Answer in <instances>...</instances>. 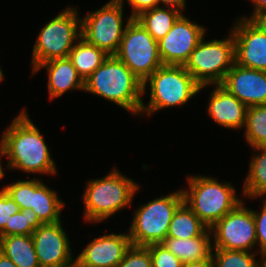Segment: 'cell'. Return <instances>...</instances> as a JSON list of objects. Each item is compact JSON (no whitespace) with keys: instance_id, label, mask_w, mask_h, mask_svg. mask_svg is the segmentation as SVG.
<instances>
[{"instance_id":"1","label":"cell","mask_w":266,"mask_h":267,"mask_svg":"<svg viewBox=\"0 0 266 267\" xmlns=\"http://www.w3.org/2000/svg\"><path fill=\"white\" fill-rule=\"evenodd\" d=\"M9 125L0 140L4 156L9 160L7 168L27 174H57V165L50 156L44 136L26 110L22 109Z\"/></svg>"},{"instance_id":"2","label":"cell","mask_w":266,"mask_h":267,"mask_svg":"<svg viewBox=\"0 0 266 267\" xmlns=\"http://www.w3.org/2000/svg\"><path fill=\"white\" fill-rule=\"evenodd\" d=\"M84 91L113 102L131 115L140 116L143 82L115 55H109L84 81Z\"/></svg>"},{"instance_id":"3","label":"cell","mask_w":266,"mask_h":267,"mask_svg":"<svg viewBox=\"0 0 266 267\" xmlns=\"http://www.w3.org/2000/svg\"><path fill=\"white\" fill-rule=\"evenodd\" d=\"M114 169V170H113ZM106 176L87 182L83 196L84 218L87 222L100 223L116 212L131 205L140 188L133 179L117 168Z\"/></svg>"},{"instance_id":"4","label":"cell","mask_w":266,"mask_h":267,"mask_svg":"<svg viewBox=\"0 0 266 267\" xmlns=\"http://www.w3.org/2000/svg\"><path fill=\"white\" fill-rule=\"evenodd\" d=\"M150 86L147 105L142 102L141 115H152L167 107L184 106L204 87L200 86L183 65H162L143 82V96Z\"/></svg>"},{"instance_id":"5","label":"cell","mask_w":266,"mask_h":267,"mask_svg":"<svg viewBox=\"0 0 266 267\" xmlns=\"http://www.w3.org/2000/svg\"><path fill=\"white\" fill-rule=\"evenodd\" d=\"M187 179L189 188L182 189L184 202L209 228L243 201L237 198L231 182L222 184L203 175Z\"/></svg>"},{"instance_id":"6","label":"cell","mask_w":266,"mask_h":267,"mask_svg":"<svg viewBox=\"0 0 266 267\" xmlns=\"http://www.w3.org/2000/svg\"><path fill=\"white\" fill-rule=\"evenodd\" d=\"M183 202L184 196L180 189L137 208L128 232L132 245L146 247L162 243L167 237L175 211Z\"/></svg>"},{"instance_id":"7","label":"cell","mask_w":266,"mask_h":267,"mask_svg":"<svg viewBox=\"0 0 266 267\" xmlns=\"http://www.w3.org/2000/svg\"><path fill=\"white\" fill-rule=\"evenodd\" d=\"M80 37L81 19L77 8L69 6L41 28L33 45L32 70L46 61L68 57Z\"/></svg>"},{"instance_id":"8","label":"cell","mask_w":266,"mask_h":267,"mask_svg":"<svg viewBox=\"0 0 266 267\" xmlns=\"http://www.w3.org/2000/svg\"><path fill=\"white\" fill-rule=\"evenodd\" d=\"M229 35L211 41H204V36L185 63V69L200 86L221 84L235 63V42L232 32Z\"/></svg>"},{"instance_id":"9","label":"cell","mask_w":266,"mask_h":267,"mask_svg":"<svg viewBox=\"0 0 266 267\" xmlns=\"http://www.w3.org/2000/svg\"><path fill=\"white\" fill-rule=\"evenodd\" d=\"M115 56L142 82L163 65L158 41L135 18L126 25Z\"/></svg>"},{"instance_id":"10","label":"cell","mask_w":266,"mask_h":267,"mask_svg":"<svg viewBox=\"0 0 266 267\" xmlns=\"http://www.w3.org/2000/svg\"><path fill=\"white\" fill-rule=\"evenodd\" d=\"M123 10L119 0H109L100 9L91 11L81 18V37L107 55H115L126 25L132 19H127L124 26Z\"/></svg>"},{"instance_id":"11","label":"cell","mask_w":266,"mask_h":267,"mask_svg":"<svg viewBox=\"0 0 266 267\" xmlns=\"http://www.w3.org/2000/svg\"><path fill=\"white\" fill-rule=\"evenodd\" d=\"M242 201L210 229L213 248L252 252L256 248V225L251 209Z\"/></svg>"},{"instance_id":"12","label":"cell","mask_w":266,"mask_h":267,"mask_svg":"<svg viewBox=\"0 0 266 267\" xmlns=\"http://www.w3.org/2000/svg\"><path fill=\"white\" fill-rule=\"evenodd\" d=\"M205 34L203 26L190 21L182 14L169 33L158 41L159 56L163 65L184 66Z\"/></svg>"},{"instance_id":"13","label":"cell","mask_w":266,"mask_h":267,"mask_svg":"<svg viewBox=\"0 0 266 267\" xmlns=\"http://www.w3.org/2000/svg\"><path fill=\"white\" fill-rule=\"evenodd\" d=\"M40 267H66L75 263L62 222L46 223L32 234Z\"/></svg>"},{"instance_id":"14","label":"cell","mask_w":266,"mask_h":267,"mask_svg":"<svg viewBox=\"0 0 266 267\" xmlns=\"http://www.w3.org/2000/svg\"><path fill=\"white\" fill-rule=\"evenodd\" d=\"M230 31L235 42V63L266 71V33L242 17L237 19Z\"/></svg>"},{"instance_id":"15","label":"cell","mask_w":266,"mask_h":267,"mask_svg":"<svg viewBox=\"0 0 266 267\" xmlns=\"http://www.w3.org/2000/svg\"><path fill=\"white\" fill-rule=\"evenodd\" d=\"M132 243L129 233H110L94 238L74 258L77 267H116Z\"/></svg>"},{"instance_id":"16","label":"cell","mask_w":266,"mask_h":267,"mask_svg":"<svg viewBox=\"0 0 266 267\" xmlns=\"http://www.w3.org/2000/svg\"><path fill=\"white\" fill-rule=\"evenodd\" d=\"M221 85L247 107L266 104V71L234 63Z\"/></svg>"},{"instance_id":"17","label":"cell","mask_w":266,"mask_h":267,"mask_svg":"<svg viewBox=\"0 0 266 267\" xmlns=\"http://www.w3.org/2000/svg\"><path fill=\"white\" fill-rule=\"evenodd\" d=\"M207 106L208 116L227 129L244 128L248 107L221 84L214 85Z\"/></svg>"},{"instance_id":"18","label":"cell","mask_w":266,"mask_h":267,"mask_svg":"<svg viewBox=\"0 0 266 267\" xmlns=\"http://www.w3.org/2000/svg\"><path fill=\"white\" fill-rule=\"evenodd\" d=\"M46 68L48 73V94L50 100L61 97L70 90L84 91V81L78 75L71 60L66 58H55L40 64L32 75Z\"/></svg>"},{"instance_id":"19","label":"cell","mask_w":266,"mask_h":267,"mask_svg":"<svg viewBox=\"0 0 266 267\" xmlns=\"http://www.w3.org/2000/svg\"><path fill=\"white\" fill-rule=\"evenodd\" d=\"M212 232L208 228L202 235L189 239L166 237L162 244L183 264L201 261L212 256ZM212 242V243H211Z\"/></svg>"},{"instance_id":"20","label":"cell","mask_w":266,"mask_h":267,"mask_svg":"<svg viewBox=\"0 0 266 267\" xmlns=\"http://www.w3.org/2000/svg\"><path fill=\"white\" fill-rule=\"evenodd\" d=\"M64 206L65 202L59 198L56 191L46 186L39 178H33L31 210L43 224L62 221L60 215Z\"/></svg>"},{"instance_id":"21","label":"cell","mask_w":266,"mask_h":267,"mask_svg":"<svg viewBox=\"0 0 266 267\" xmlns=\"http://www.w3.org/2000/svg\"><path fill=\"white\" fill-rule=\"evenodd\" d=\"M0 252L11 259L17 267H40L32 235L0 237Z\"/></svg>"},{"instance_id":"22","label":"cell","mask_w":266,"mask_h":267,"mask_svg":"<svg viewBox=\"0 0 266 267\" xmlns=\"http://www.w3.org/2000/svg\"><path fill=\"white\" fill-rule=\"evenodd\" d=\"M108 56L102 49L80 37L69 52L68 58L76 68L78 75L85 81Z\"/></svg>"},{"instance_id":"23","label":"cell","mask_w":266,"mask_h":267,"mask_svg":"<svg viewBox=\"0 0 266 267\" xmlns=\"http://www.w3.org/2000/svg\"><path fill=\"white\" fill-rule=\"evenodd\" d=\"M182 12L173 8L157 6L142 12L135 19L148 31V33L159 41L165 37Z\"/></svg>"},{"instance_id":"24","label":"cell","mask_w":266,"mask_h":267,"mask_svg":"<svg viewBox=\"0 0 266 267\" xmlns=\"http://www.w3.org/2000/svg\"><path fill=\"white\" fill-rule=\"evenodd\" d=\"M258 151L251 158L249 171L243 184V196L250 199L266 198V146L252 147ZM260 152V153H259Z\"/></svg>"},{"instance_id":"25","label":"cell","mask_w":266,"mask_h":267,"mask_svg":"<svg viewBox=\"0 0 266 267\" xmlns=\"http://www.w3.org/2000/svg\"><path fill=\"white\" fill-rule=\"evenodd\" d=\"M209 227L183 202L169 224L167 237L189 239L202 235Z\"/></svg>"},{"instance_id":"26","label":"cell","mask_w":266,"mask_h":267,"mask_svg":"<svg viewBox=\"0 0 266 267\" xmlns=\"http://www.w3.org/2000/svg\"><path fill=\"white\" fill-rule=\"evenodd\" d=\"M244 130L249 146H266V104L248 107Z\"/></svg>"},{"instance_id":"27","label":"cell","mask_w":266,"mask_h":267,"mask_svg":"<svg viewBox=\"0 0 266 267\" xmlns=\"http://www.w3.org/2000/svg\"><path fill=\"white\" fill-rule=\"evenodd\" d=\"M43 223L39 220L37 214L31 209H23L12 215L9 225L0 231V237L11 235H32Z\"/></svg>"},{"instance_id":"28","label":"cell","mask_w":266,"mask_h":267,"mask_svg":"<svg viewBox=\"0 0 266 267\" xmlns=\"http://www.w3.org/2000/svg\"><path fill=\"white\" fill-rule=\"evenodd\" d=\"M215 267H258L254 252L213 248Z\"/></svg>"},{"instance_id":"29","label":"cell","mask_w":266,"mask_h":267,"mask_svg":"<svg viewBox=\"0 0 266 267\" xmlns=\"http://www.w3.org/2000/svg\"><path fill=\"white\" fill-rule=\"evenodd\" d=\"M19 206L20 210L31 209L33 200V179L18 180L2 188Z\"/></svg>"},{"instance_id":"30","label":"cell","mask_w":266,"mask_h":267,"mask_svg":"<svg viewBox=\"0 0 266 267\" xmlns=\"http://www.w3.org/2000/svg\"><path fill=\"white\" fill-rule=\"evenodd\" d=\"M116 267H152L149 249L145 246L131 245Z\"/></svg>"},{"instance_id":"31","label":"cell","mask_w":266,"mask_h":267,"mask_svg":"<svg viewBox=\"0 0 266 267\" xmlns=\"http://www.w3.org/2000/svg\"><path fill=\"white\" fill-rule=\"evenodd\" d=\"M146 247L150 252L152 267H183V263L162 243Z\"/></svg>"},{"instance_id":"32","label":"cell","mask_w":266,"mask_h":267,"mask_svg":"<svg viewBox=\"0 0 266 267\" xmlns=\"http://www.w3.org/2000/svg\"><path fill=\"white\" fill-rule=\"evenodd\" d=\"M261 211L253 210V217L256 225V240L260 247L257 253H266V198H263Z\"/></svg>"},{"instance_id":"33","label":"cell","mask_w":266,"mask_h":267,"mask_svg":"<svg viewBox=\"0 0 266 267\" xmlns=\"http://www.w3.org/2000/svg\"><path fill=\"white\" fill-rule=\"evenodd\" d=\"M20 211L18 204L5 193L0 190V231L9 225L10 217Z\"/></svg>"},{"instance_id":"34","label":"cell","mask_w":266,"mask_h":267,"mask_svg":"<svg viewBox=\"0 0 266 267\" xmlns=\"http://www.w3.org/2000/svg\"><path fill=\"white\" fill-rule=\"evenodd\" d=\"M124 5L125 0H119ZM132 12L130 18H136L142 12L153 9L159 6L158 0H127Z\"/></svg>"},{"instance_id":"35","label":"cell","mask_w":266,"mask_h":267,"mask_svg":"<svg viewBox=\"0 0 266 267\" xmlns=\"http://www.w3.org/2000/svg\"><path fill=\"white\" fill-rule=\"evenodd\" d=\"M242 18L248 19L260 31L266 33V9L255 12L251 17L242 16Z\"/></svg>"},{"instance_id":"36","label":"cell","mask_w":266,"mask_h":267,"mask_svg":"<svg viewBox=\"0 0 266 267\" xmlns=\"http://www.w3.org/2000/svg\"><path fill=\"white\" fill-rule=\"evenodd\" d=\"M185 2V0H158L159 6L162 3L165 7L173 8L181 12L185 9Z\"/></svg>"},{"instance_id":"37","label":"cell","mask_w":266,"mask_h":267,"mask_svg":"<svg viewBox=\"0 0 266 267\" xmlns=\"http://www.w3.org/2000/svg\"><path fill=\"white\" fill-rule=\"evenodd\" d=\"M183 267H215V262L213 256H211L201 261L185 263L183 264Z\"/></svg>"},{"instance_id":"38","label":"cell","mask_w":266,"mask_h":267,"mask_svg":"<svg viewBox=\"0 0 266 267\" xmlns=\"http://www.w3.org/2000/svg\"><path fill=\"white\" fill-rule=\"evenodd\" d=\"M254 5L253 6V12L252 14L250 15V17L257 11H260V10H263V9H266V0H250Z\"/></svg>"},{"instance_id":"39","label":"cell","mask_w":266,"mask_h":267,"mask_svg":"<svg viewBox=\"0 0 266 267\" xmlns=\"http://www.w3.org/2000/svg\"><path fill=\"white\" fill-rule=\"evenodd\" d=\"M0 267H17L11 259L0 252Z\"/></svg>"},{"instance_id":"40","label":"cell","mask_w":266,"mask_h":267,"mask_svg":"<svg viewBox=\"0 0 266 267\" xmlns=\"http://www.w3.org/2000/svg\"><path fill=\"white\" fill-rule=\"evenodd\" d=\"M0 156H1L0 157V161H1V158L4 156V150H3L1 142H0ZM3 170H4V168L0 162V180L4 178L5 172Z\"/></svg>"},{"instance_id":"41","label":"cell","mask_w":266,"mask_h":267,"mask_svg":"<svg viewBox=\"0 0 266 267\" xmlns=\"http://www.w3.org/2000/svg\"><path fill=\"white\" fill-rule=\"evenodd\" d=\"M262 257L261 260L258 262V267H266V253H261L260 254Z\"/></svg>"},{"instance_id":"42","label":"cell","mask_w":266,"mask_h":267,"mask_svg":"<svg viewBox=\"0 0 266 267\" xmlns=\"http://www.w3.org/2000/svg\"><path fill=\"white\" fill-rule=\"evenodd\" d=\"M3 79H4V74H3V71L0 67V82H2Z\"/></svg>"},{"instance_id":"43","label":"cell","mask_w":266,"mask_h":267,"mask_svg":"<svg viewBox=\"0 0 266 267\" xmlns=\"http://www.w3.org/2000/svg\"><path fill=\"white\" fill-rule=\"evenodd\" d=\"M66 267H77V265H76V263H74V264L66 266Z\"/></svg>"}]
</instances>
